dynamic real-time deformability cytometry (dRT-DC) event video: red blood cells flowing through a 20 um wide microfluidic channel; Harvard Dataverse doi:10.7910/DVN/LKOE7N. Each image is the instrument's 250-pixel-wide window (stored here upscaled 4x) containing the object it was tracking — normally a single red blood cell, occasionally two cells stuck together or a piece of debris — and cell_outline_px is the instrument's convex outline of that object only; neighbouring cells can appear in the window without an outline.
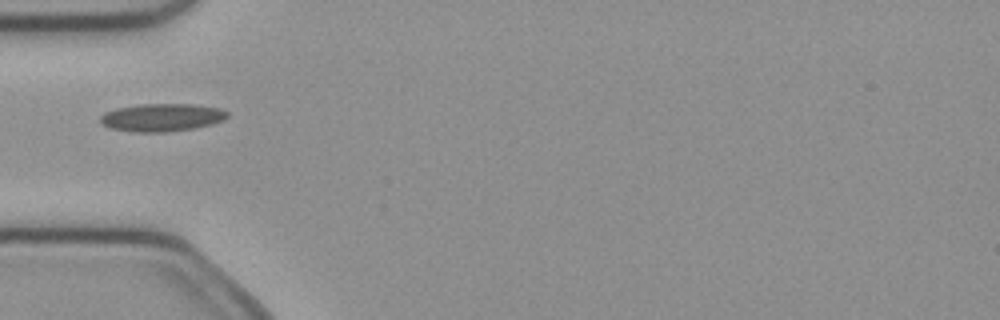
{"species": "common noctule bat (a hibernating species)", "species_latin": "Nyctalus noctula", "temperature_condition": "cold", "stored_images_in_passage": 3, "camera_frame_rate_fps": 3000, "um_per_image_px": 0.085, "animal": {"sex": "female", "body_mass_g": 21.9}, "frame": {"image": 1, "passage_image": 2, "time_ms": 0.333, "image_size_px": [1000, 320], "cell_outline_px": [[228, 116], [224, 120], [212, 124], [196, 128], [168, 132], [132, 132], [108, 128], [100, 120], [100, 116], [104, 112], [116, 108], [140, 104], [192, 104], [220, 108], [228, 112]], "centroid_in_image_um": [13.76, 9.99], "position_along_channel_um": 71.2, "area_um2": 20.81}}